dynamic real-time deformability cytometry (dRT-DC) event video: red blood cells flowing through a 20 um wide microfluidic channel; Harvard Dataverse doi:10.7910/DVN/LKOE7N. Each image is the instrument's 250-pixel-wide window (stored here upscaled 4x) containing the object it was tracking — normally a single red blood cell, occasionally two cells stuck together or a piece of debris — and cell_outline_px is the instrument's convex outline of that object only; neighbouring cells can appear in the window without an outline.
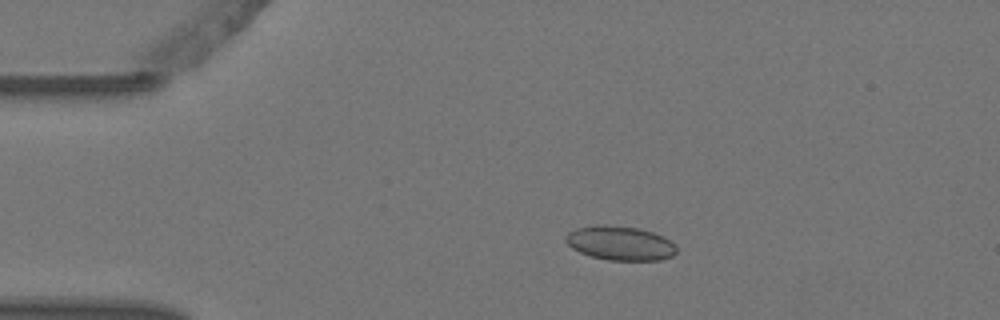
{"species": "Egyptian fruit bat (a non-hibernating species)", "species_latin": "Rousettus aegyptiacus", "temperature_condition": "warm", "stored_images_in_passage": 6, "camera_frame_rate_fps": 3000, "um_per_image_px": 0.085, "animal": {"sex": "female"}, "frame": {"image": 1, "passage_image": 4, "time_ms": 1.0, "image_size_px": [1000, 320], "cell_outline_px": [[676, 252], [672, 256], [660, 260], [608, 260], [592, 256], [580, 252], [572, 248], [564, 240], [564, 236], [568, 232], [576, 228], [596, 224], [604, 224], [640, 228], [664, 236], [676, 244]], "centroid_in_image_um": [52.71, 20.65], "position_along_channel_um": 32.3, "area_um2": 22.31}}
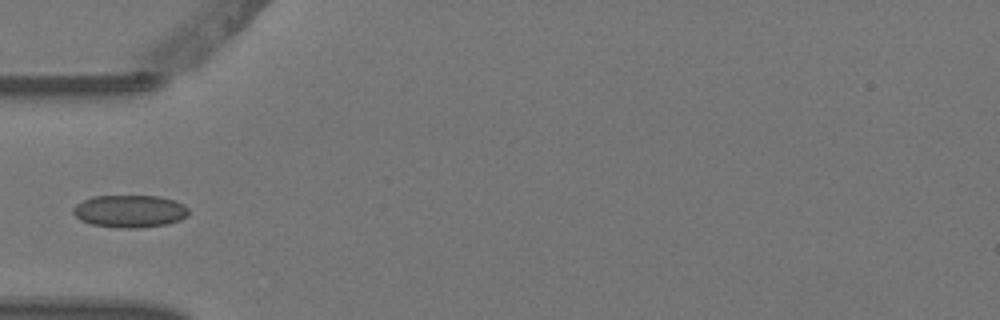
{"frame": {"image": 2, "passage_image": 6, "time_ms": 1.667, "image_size_px": [1000, 320], "cell_outline_px": [[188, 216], [180, 220], [168, 224], [136, 228], [120, 228], [92, 224], [80, 220], [72, 212], [72, 208], [76, 204], [92, 196], [160, 196], [176, 200], [184, 204], [188, 208]], "centroid_in_image_um": [11.05, 17.95], "position_along_channel_um": 73.9, "area_um2": 22.02}}